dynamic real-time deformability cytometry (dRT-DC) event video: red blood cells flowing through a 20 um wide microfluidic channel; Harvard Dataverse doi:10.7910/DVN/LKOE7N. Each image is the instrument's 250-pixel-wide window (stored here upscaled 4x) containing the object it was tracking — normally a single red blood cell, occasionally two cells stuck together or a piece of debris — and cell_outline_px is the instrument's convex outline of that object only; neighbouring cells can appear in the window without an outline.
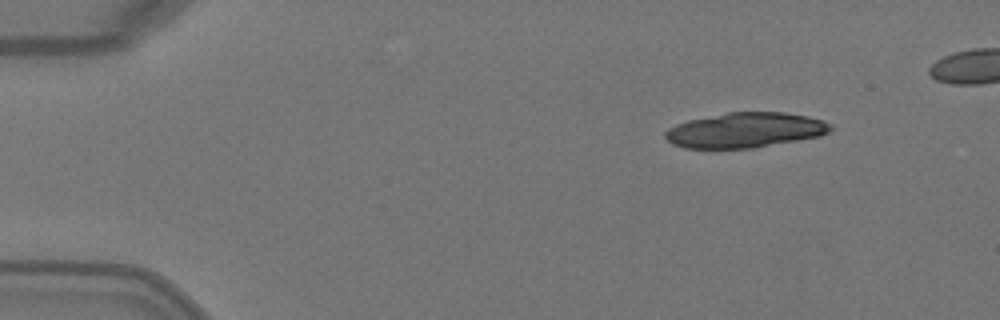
{"species": "Egyptian fruit bat (a non-hibernating species)", "species_latin": "Rousettus aegyptiacus", "temperature_condition": "warm", "stored_images_in_passage": 4, "camera_frame_rate_fps": 3000, "um_per_image_px": 0.085, "animal": {"sex": "female"}, "frame": {"image": 1, "passage_image": 1, "time_ms": 0.0, "image_size_px": [1000, 320], "cell_outline_px": [[832, 128], [828, 132], [820, 136], [752, 148], [684, 148], [672, 144], [664, 136], [664, 132], [668, 128], [676, 124], [688, 120], [728, 112], [784, 112], [808, 116], [824, 120], [832, 124]], "centroid_in_image_um": [63.34, 11.06], "position_along_channel_um": 21.7, "area_um2": 33.81}}